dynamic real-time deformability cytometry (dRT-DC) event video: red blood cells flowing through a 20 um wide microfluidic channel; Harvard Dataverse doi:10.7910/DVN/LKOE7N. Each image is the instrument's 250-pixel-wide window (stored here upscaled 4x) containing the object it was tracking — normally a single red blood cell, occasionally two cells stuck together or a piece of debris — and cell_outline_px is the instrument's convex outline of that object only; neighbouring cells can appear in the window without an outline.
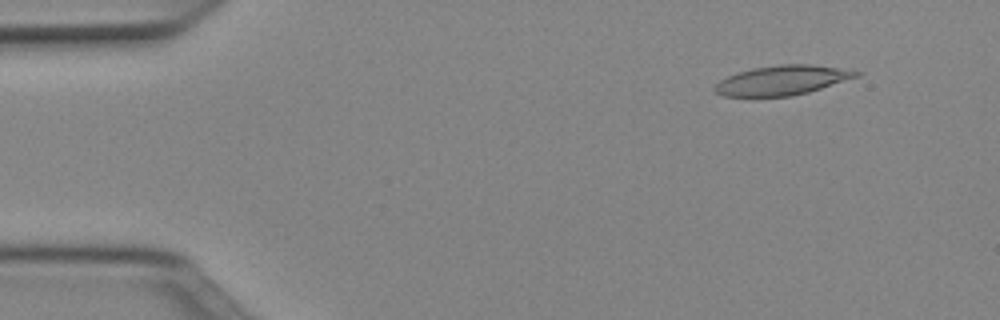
{"species": "Egyptian fruit bat (a non-hibernating species)", "species_latin": "Rousettus aegyptiacus", "temperature_condition": "cold", "stored_images_in_passage": 49, "segment_of_instrument_passage": [1, 2], "camera_frame_rate_fps": 3000, "um_per_image_px": 0.085, "animal": {"sex": "female"}, "frame": {"image": 1, "passage_image": 3, "time_ms": 0.667, "image_size_px": [1000, 320], "cell_outline_px": [[864, 72], [860, 76], [808, 92], [792, 96], [724, 96], [716, 92], [712, 88], [720, 80], [728, 76], [752, 68], [780, 64], [812, 64]], "centroid_in_image_um": [66.5, 6.82], "position_along_channel_um": 18.5, "area_um2": 24.22}}
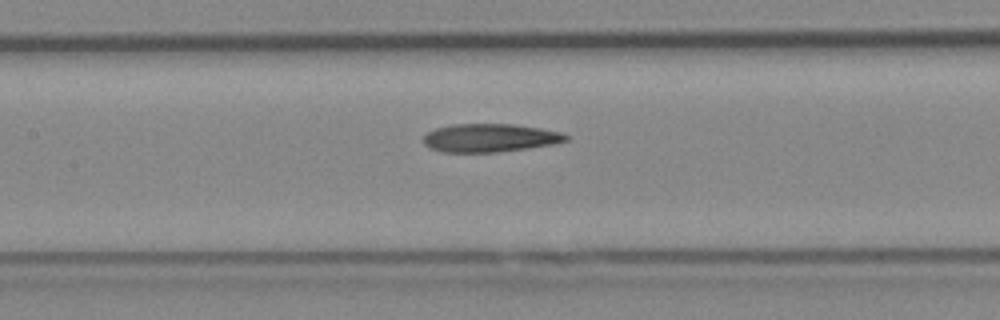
{"frame": {"image": 2, "passage_image": 21, "time_ms": 6.667, "image_size_px": [1000, 320], "cell_outline_px": [[568, 140], [556, 144], [528, 148], [496, 152], [444, 152], [428, 148], [424, 144], [424, 136], [428, 132], [436, 128], [452, 124], [512, 124], [540, 128], [560, 132], [568, 136]], "centroid_in_image_um": [41.64, 11.72], "position_along_channel_um": 165.8, "area_um2": 23.47}}
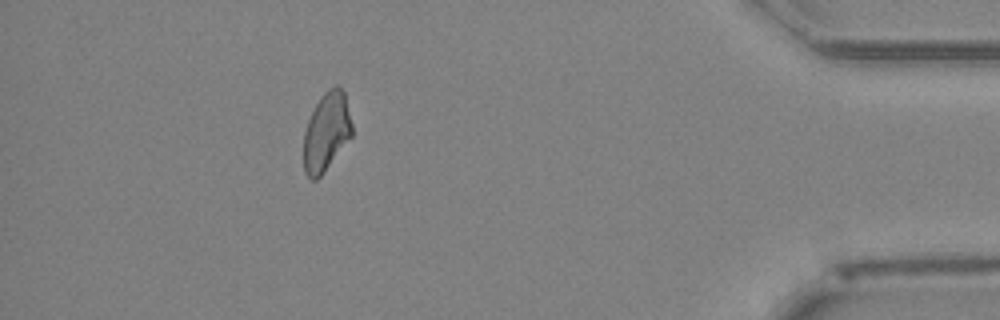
{"frame": {"image": 3, "passage_image": 43, "time_ms": 14.0, "image_size_px": [1000, 320], "cell_outline_px": [[352, 136], [324, 172], [316, 180], [312, 180], [304, 172], [304, 132], [308, 120], [320, 96], [328, 88], [336, 84], [340, 84], [344, 92], [352, 124]], "centroid_in_image_um": [27.75, 11.18], "position_along_channel_um": 407.4, "area_um2": 22.2}}